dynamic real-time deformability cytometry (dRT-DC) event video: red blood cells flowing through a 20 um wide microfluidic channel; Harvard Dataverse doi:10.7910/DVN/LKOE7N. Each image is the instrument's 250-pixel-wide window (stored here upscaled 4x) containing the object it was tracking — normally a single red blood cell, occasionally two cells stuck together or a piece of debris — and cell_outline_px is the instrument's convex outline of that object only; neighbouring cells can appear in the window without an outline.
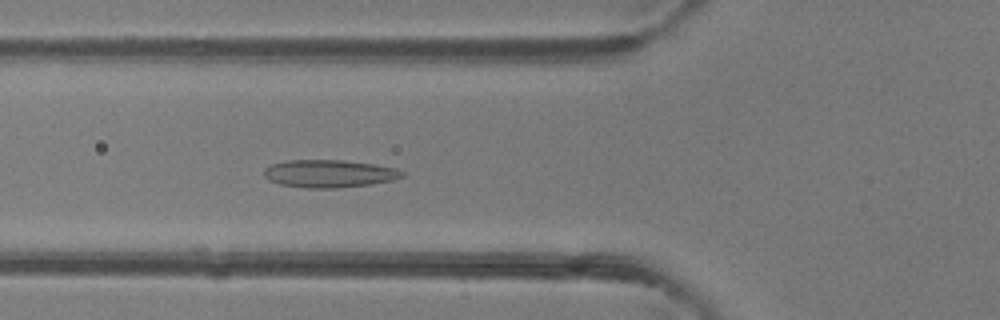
{"species": "common noctule bat (a hibernating species)", "species_latin": "Nyctalus noctula", "temperature_condition": "room temperature", "stored_images_in_passage": 35, "camera_frame_rate_fps": 3000, "um_per_image_px": 0.085, "animal": {"sex": "female"}, "frame": {"image": 1, "passage_image": 5, "time_ms": 1.333, "image_size_px": [1000, 320], "cell_outline_px": [[404, 176], [392, 180], [372, 184], [336, 188], [308, 188], [280, 184], [268, 180], [264, 176], [264, 168], [272, 164], [288, 160], [344, 160], [376, 164], [396, 168], [404, 172]], "centroid_in_image_um": [27.99, 14.75], "position_along_channel_um": 97.8, "area_um2": 22.37}}
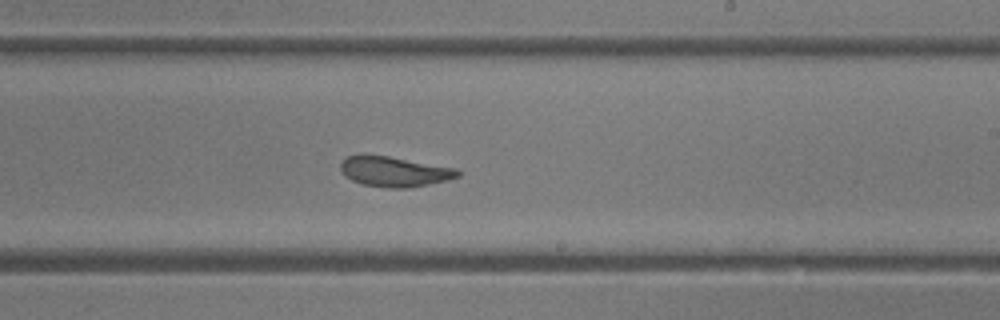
{"frame": {"image": 2, "passage_image": 16, "time_ms": 5.0, "image_size_px": [1000, 320], "cell_outline_px": [[460, 176], [448, 180], [408, 188], [388, 188], [364, 184], [352, 180], [344, 176], [340, 168], [340, 164], [348, 156], [388, 156], [456, 168], [460, 172]], "centroid_in_image_um": [33.55, 14.6], "position_along_channel_um": 255.4, "area_um2": 20.23}}
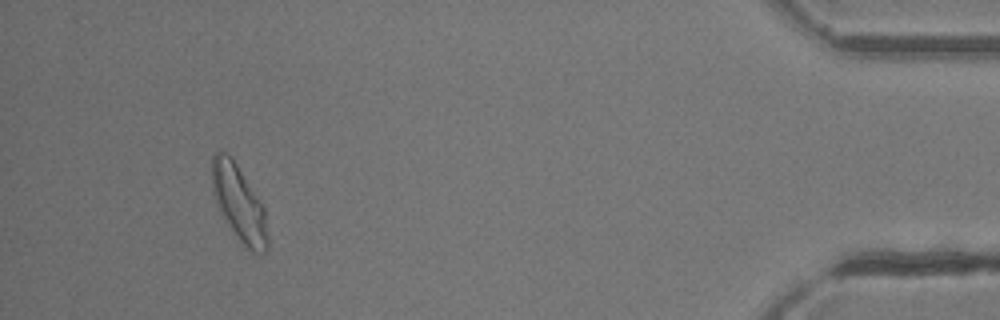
{"frame": {"image": 3, "passage_image": 32, "time_ms": 10.333, "image_size_px": [1000, 320], "cell_outline_px": [[268, 248], [260, 256], [252, 252], [240, 240], [228, 224], [220, 212], [216, 204], [212, 192], [212, 156], [216, 152], [224, 152], [232, 156], [264, 204], [268, 236]], "centroid_in_image_um": [20.34, 17.26], "position_along_channel_um": 414.9, "area_um2": 24.91}, "authors_computed_cell_mechanics": {"area_um2": 21.675, "velocity_mm_per_s": 4.2912, "shape_relaxation_time_tau1_ms": 7.5402, "shape_relaxation_time_tau2_ms": 1.497, "deformation_change_tau1": 0.1782, "deformation_change_tau2": 0.0751}}